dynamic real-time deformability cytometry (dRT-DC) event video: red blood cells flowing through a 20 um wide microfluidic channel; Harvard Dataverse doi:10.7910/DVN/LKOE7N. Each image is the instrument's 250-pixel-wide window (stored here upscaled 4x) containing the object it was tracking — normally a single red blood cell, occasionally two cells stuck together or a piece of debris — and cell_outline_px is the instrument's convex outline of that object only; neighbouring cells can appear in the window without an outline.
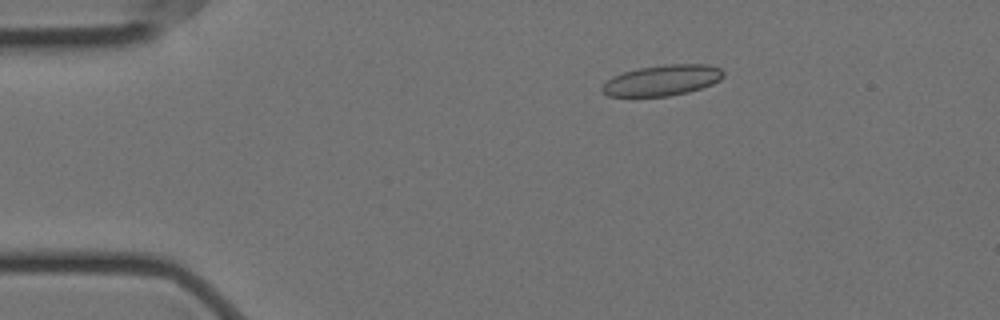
{"species": "Egyptian fruit bat (a non-hibernating species)", "species_latin": "Rousettus aegyptiacus", "temperature_condition": "cold", "stored_images_in_passage": 5, "camera_frame_rate_fps": 3000, "um_per_image_px": 0.085, "animal": {"sex": "female"}, "frame": {"image": 1, "passage_image": 3, "time_ms": 0.667, "image_size_px": [1000, 320], "cell_outline_px": [[724, 76], [720, 80], [712, 84], [688, 92], [668, 96], [608, 96], [600, 88], [612, 76], [624, 72], [640, 68], [664, 64], [708, 64], [720, 68], [724, 72]], "centroid_in_image_um": [56.31, 6.82], "position_along_channel_um": 28.7, "area_um2": 21.62}}
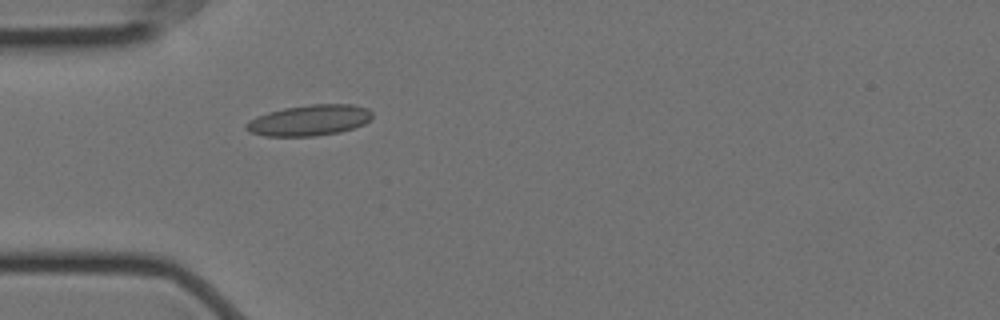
{"frame": {"image": 2, "passage_image": 5, "time_ms": 1.333, "image_size_px": [1000, 320], "cell_outline_px": [[372, 116], [364, 124], [340, 132], [316, 136], [264, 136], [248, 132], [244, 128], [244, 124], [248, 120], [256, 116], [268, 112], [284, 108], [312, 104], [352, 104], [368, 108], [372, 112]], "centroid_in_image_um": [26.25, 10.22], "position_along_channel_um": 58.7, "area_um2": 22.83}}